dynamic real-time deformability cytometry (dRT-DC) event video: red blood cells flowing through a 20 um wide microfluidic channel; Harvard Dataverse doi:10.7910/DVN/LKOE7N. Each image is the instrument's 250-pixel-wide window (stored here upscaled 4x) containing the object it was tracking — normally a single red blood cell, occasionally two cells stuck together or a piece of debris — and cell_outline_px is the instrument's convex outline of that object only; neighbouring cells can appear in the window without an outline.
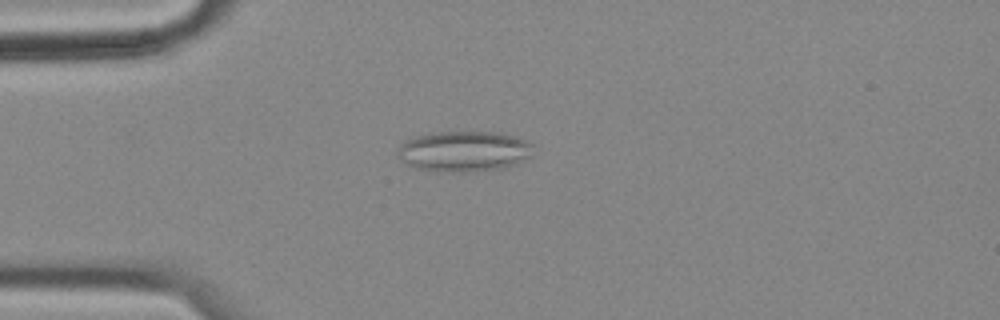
{"species": "common noctule bat (a hibernating species)", "species_latin": "Nyctalus noctula", "temperature_condition": "cold", "stored_images_in_passage": 56, "camera_frame_rate_fps": 3000, "um_per_image_px": 0.085, "animal": {"sex": "female", "body_mass_g": 18.4}, "frame": {"image": 1, "passage_image": 14, "time_ms": 4.333, "image_size_px": [1000, 320], "cell_outline_px": [[536, 144], [532, 156], [512, 164], [496, 168], [468, 172], [436, 172], [416, 168], [400, 160], [396, 156], [396, 152], [400, 144], [404, 140], [416, 136], [432, 132], [496, 132], [516, 136]], "centroid_in_image_um": [39.41, 12.85], "position_along_channel_um": 45.6, "area_um2": 32.43}}
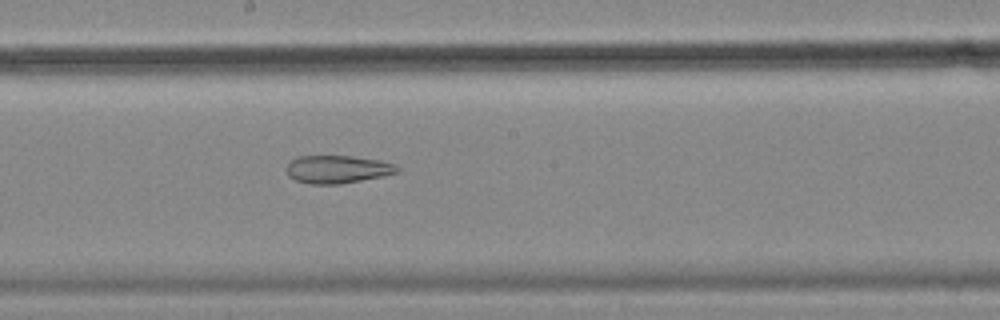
{"frame": {"image": 2, "passage_image": 30, "time_ms": 9.667, "image_size_px": [1000, 320], "cell_outline_px": [[400, 172], [384, 176], [340, 184], [312, 184], [296, 180], [288, 176], [284, 168], [288, 160], [296, 156], [352, 156], [380, 160], [396, 164], [400, 168]], "centroid_in_image_um": [28.66, 14.38], "position_along_channel_um": 219.5, "area_um2": 18.38}}
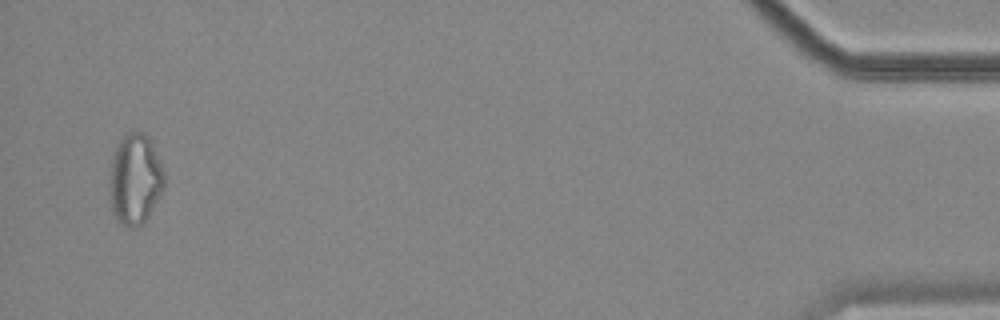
{"frame": {"image": 3, "passage_image": 54, "time_ms": 17.667, "image_size_px": [1000, 320], "cell_outline_px": [[164, 188], [148, 216], [136, 228], [128, 228], [112, 212], [112, 156], [116, 144], [132, 128], [144, 132], [152, 140], [164, 172]], "centroid_in_image_um": [11.53, 15.15], "position_along_channel_um": 423.7, "area_um2": 28.5}, "authors_computed_cell_mechanics": {"area_um2": 25.5765, "velocity_mm_per_s": 3.576, "shape_relaxation_time_tau1_ms": null, "shape_relaxation_time_tau2_ms": 4.0238, "deformation_change_tau1": null, "deformation_change_tau2": 0.126}}